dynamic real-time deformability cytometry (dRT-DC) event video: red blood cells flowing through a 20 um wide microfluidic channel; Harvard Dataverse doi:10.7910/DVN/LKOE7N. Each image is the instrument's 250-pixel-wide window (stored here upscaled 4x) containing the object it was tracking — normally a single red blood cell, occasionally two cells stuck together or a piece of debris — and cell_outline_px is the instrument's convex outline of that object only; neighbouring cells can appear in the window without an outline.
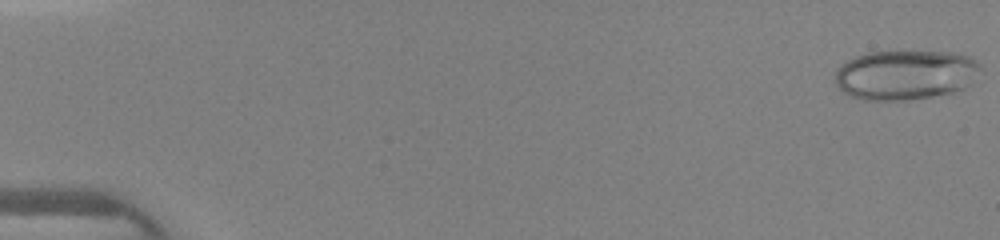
{"species": "human", "species_latin": "Homo sapiens", "temperature_condition": "warm", "stored_images_in_passage": 46, "camera_frame_rate_fps": 3000, "um_per_image_px": 0.085, "donor": {"sex": "female"}, "frame": {"image": 1, "passage_image": 1, "time_ms": 0.0, "image_size_px": [1000, 240], "cell_outline_px": [[980, 68], [972, 84], [964, 88], [952, 92], [932, 96], [908, 100], [864, 100], [852, 96], [844, 92], [836, 84], [836, 68], [840, 64], [856, 56], [868, 52], [952, 52], [968, 56], [976, 60], [980, 64]], "centroid_in_image_um": [76.96, 6.36], "position_along_channel_um": 8.0, "area_um2": 42.08}}
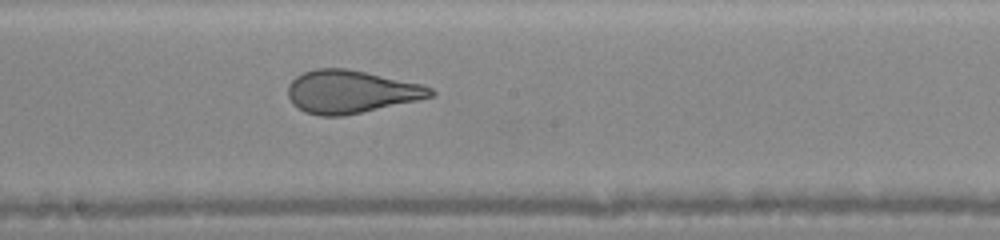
{"frame": {"image": 2, "passage_image": 26, "time_ms": 8.333, "image_size_px": [1000, 240], "cell_outline_px": [[436, 92], [432, 96], [416, 100], [344, 116], [320, 116], [304, 112], [292, 104], [288, 96], [288, 84], [296, 76], [304, 72], [316, 68], [348, 68], [424, 84], [432, 88]], "centroid_in_image_um": [29.81, 7.79], "position_along_channel_um": 218.4, "area_um2": 35.78}}
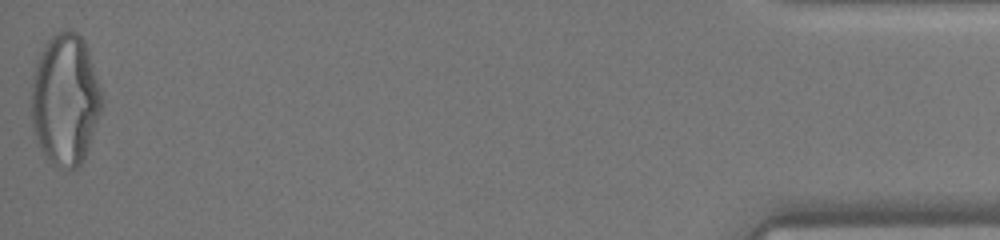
{"frame": {"image": 3, "passage_image": 46, "time_ms": 15.0, "image_size_px": [1000, 240], "cell_outline_px": [[104, 96], [100, 112], [84, 160], [76, 168], [68, 168], [52, 164], [48, 160], [36, 140], [32, 124], [32, 84], [36, 60], [44, 44], [56, 32], [68, 28], [76, 32], [84, 40], [88, 48]], "centroid_in_image_um": [5.56, 8.42], "position_along_channel_um": 429.6, "area_um2": 54.22}}